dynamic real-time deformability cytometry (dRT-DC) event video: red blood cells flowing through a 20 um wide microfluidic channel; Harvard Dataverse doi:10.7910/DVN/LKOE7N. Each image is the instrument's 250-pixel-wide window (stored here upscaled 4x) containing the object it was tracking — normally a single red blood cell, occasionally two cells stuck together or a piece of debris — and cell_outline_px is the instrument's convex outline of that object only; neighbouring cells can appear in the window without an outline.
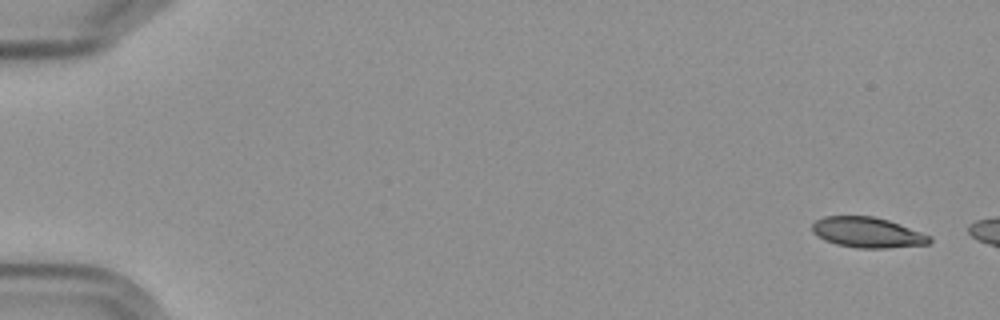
{"species": "Egyptian fruit bat (a non-hibernating species)", "species_latin": "Rousettus aegyptiacus", "temperature_condition": "cold", "stored_images_in_passage": 4, "camera_frame_rate_fps": 3000, "um_per_image_px": 0.085, "frame": {"image": 1, "passage_image": 1, "time_ms": 0.0, "image_size_px": [1000, 320], "cell_outline_px": [[932, 240], [928, 244], [888, 248], [856, 248], [836, 244], [824, 240], [812, 232], [812, 224], [816, 220], [824, 216], [872, 216], [888, 220], [932, 236]], "centroid_in_image_um": [73.72, 19.76], "position_along_channel_um": 11.3, "area_um2": 20.81}}